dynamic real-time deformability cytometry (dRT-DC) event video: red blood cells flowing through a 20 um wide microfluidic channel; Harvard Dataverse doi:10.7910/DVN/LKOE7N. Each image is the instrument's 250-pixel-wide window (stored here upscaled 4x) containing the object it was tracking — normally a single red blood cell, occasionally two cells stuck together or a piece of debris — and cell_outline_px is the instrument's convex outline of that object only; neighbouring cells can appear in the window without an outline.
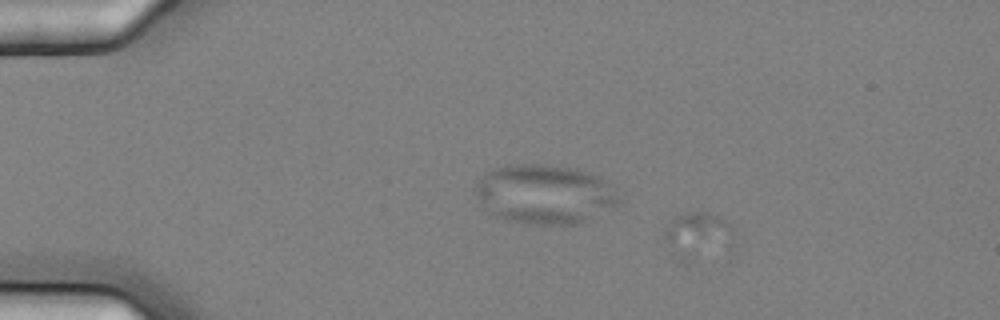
{"species": "common noctule bat (a hibernating species)", "species_latin": "Nyctalus noctula", "temperature_condition": "cold", "stored_images_in_passage": 9, "camera_frame_rate_fps": 3000, "um_per_image_px": 0.085, "animal": {"sex": "female", "body_mass_g": 25.1}, "frame": {"image": 1, "passage_image": 3, "time_ms": 0.667, "image_size_px": [1000, 320], "cell_outline_px": [[732, 248], [728, 260], [668, 240], [664, 236], [664, 232], [672, 220], [676, 216], [684, 212], [708, 212], [724, 220], [732, 228]], "centroid_in_image_um": [59.64, 19.82], "position_along_channel_um": 25.4, "area_um2": 16.18}}
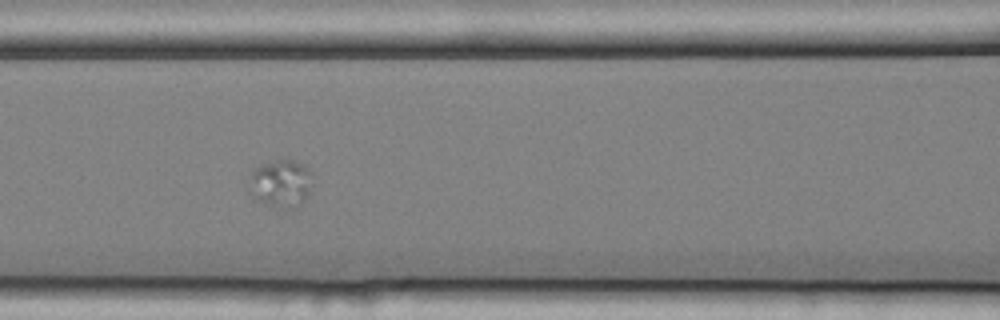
{"frame": {"image": 2, "passage_image": 8, "time_ms": 2.333, "image_size_px": [1000, 320], "cell_outline_px": [[312, 168], [308, 196], [300, 204], [292, 208], [288, 208], [264, 204], [256, 200], [252, 184], [252, 168], [260, 164], [276, 160], [296, 160]], "centroid_in_image_um": [23.93, 15.55], "position_along_channel_um": 142.7, "area_um2": 17.28}}
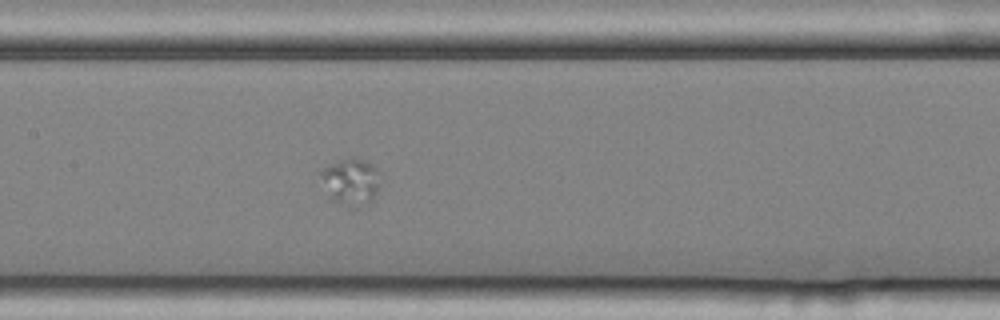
{"frame": {"image": 3, "passage_image": 9, "time_ms": 2.667, "image_size_px": [1000, 320], "cell_outline_px": [[380, 184], [376, 192], [368, 204], [356, 208], [352, 208], [332, 200], [320, 172], [324, 168], [332, 164], [344, 160], [364, 160], [372, 164], [380, 172]], "centroid_in_image_um": [29.9, 15.48], "position_along_channel_um": 177.5, "area_um2": 15.61}}